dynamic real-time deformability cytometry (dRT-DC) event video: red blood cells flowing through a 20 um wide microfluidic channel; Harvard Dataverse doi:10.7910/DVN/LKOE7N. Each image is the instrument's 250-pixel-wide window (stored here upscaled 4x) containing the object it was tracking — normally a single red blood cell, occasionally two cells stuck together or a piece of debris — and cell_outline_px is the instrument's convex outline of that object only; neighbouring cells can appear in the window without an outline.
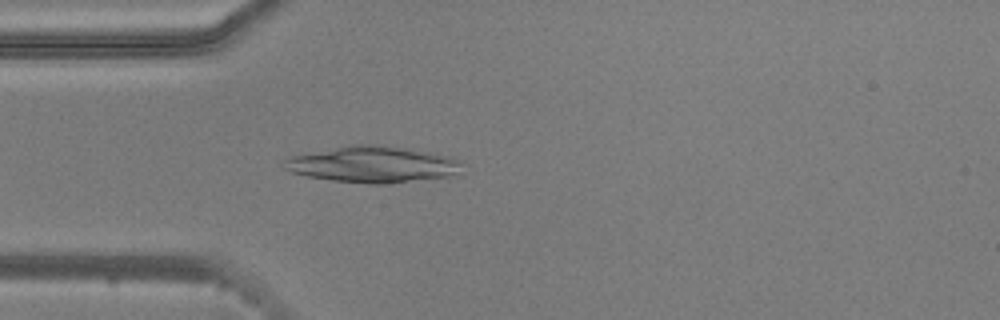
{"species": "common noctule bat (a hibernating species)", "species_latin": "Nyctalus noctula", "temperature_condition": "warm", "stored_images_in_passage": 39, "camera_frame_rate_fps": 3000, "um_per_image_px": 0.085, "animal": {"sex": "male", "body_mass_g": 20.5, "forearm_length_mm": 52.5}, "frame": {"image": 1, "passage_image": 1, "time_ms": 0.0, "image_size_px": [1000, 320], "cell_outline_px": [[464, 176], [392, 184], [368, 184], [332, 180], [308, 176], [292, 172], [284, 168], [280, 164], [284, 160], [292, 156], [352, 144], [372, 144], [412, 148], [452, 156], [460, 160]], "centroid_in_image_um": [31.85, 13.99], "position_along_channel_um": 53.1, "area_um2": 38.73}}
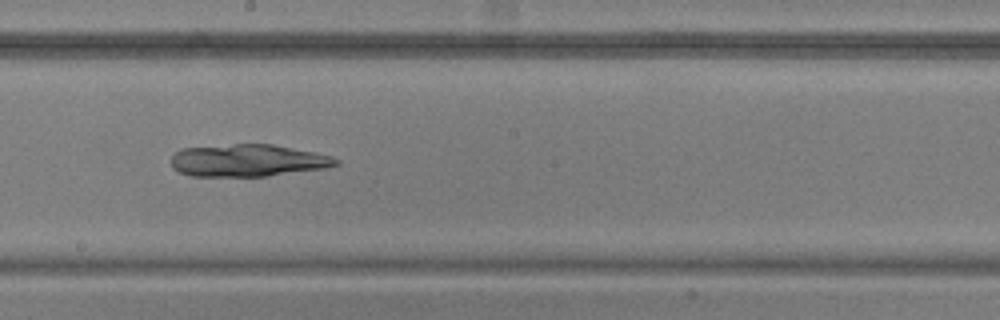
{"frame": {"image": 2, "passage_image": 15, "time_ms": 4.667, "image_size_px": [1000, 320], "cell_outline_px": [[340, 164], [328, 168], [268, 176], [192, 176], [176, 172], [172, 168], [172, 156], [180, 148], [232, 144], [272, 144], [332, 156], [340, 160]], "centroid_in_image_um": [21.06, 13.65], "position_along_channel_um": 227.1, "area_um2": 31.21}}
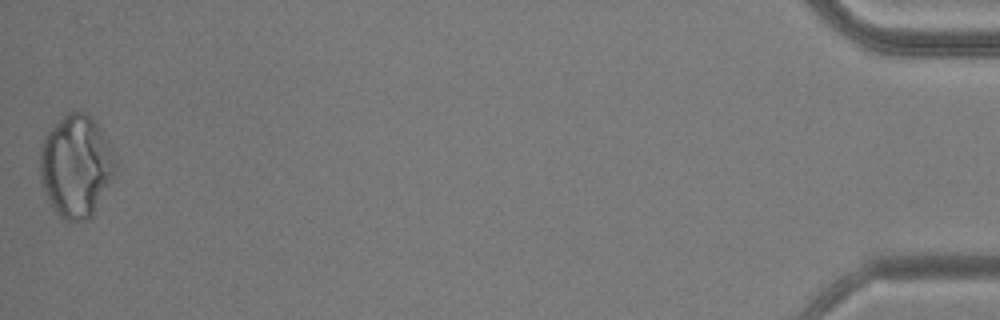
{"frame": {"image": 3, "passage_image": 39, "time_ms": 12.667, "image_size_px": [1000, 320], "cell_outline_px": [[116, 172], [92, 216], [88, 220], [64, 220], [56, 212], [48, 200], [40, 180], [40, 144], [44, 136], [68, 112], [84, 112], [92, 116], [104, 136], [108, 144], [116, 164]], "centroid_in_image_um": [6.44, 14.13], "position_along_channel_um": 428.8, "area_um2": 44.51}}